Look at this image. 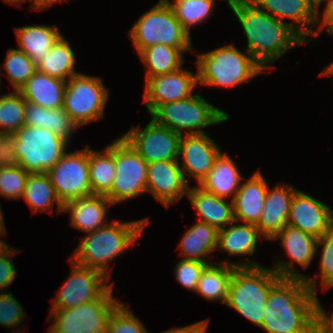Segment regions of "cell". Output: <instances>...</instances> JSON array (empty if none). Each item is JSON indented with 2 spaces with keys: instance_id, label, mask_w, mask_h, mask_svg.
<instances>
[{
  "instance_id": "cell-2",
  "label": "cell",
  "mask_w": 333,
  "mask_h": 333,
  "mask_svg": "<svg viewBox=\"0 0 333 333\" xmlns=\"http://www.w3.org/2000/svg\"><path fill=\"white\" fill-rule=\"evenodd\" d=\"M227 5L237 17L247 41L249 52L268 71L289 49L307 44L285 22H281L250 0H228Z\"/></svg>"
},
{
  "instance_id": "cell-8",
  "label": "cell",
  "mask_w": 333,
  "mask_h": 333,
  "mask_svg": "<svg viewBox=\"0 0 333 333\" xmlns=\"http://www.w3.org/2000/svg\"><path fill=\"white\" fill-rule=\"evenodd\" d=\"M113 284L98 298L70 309H50L53 320L47 333H104L113 310L121 303L113 296Z\"/></svg>"
},
{
  "instance_id": "cell-13",
  "label": "cell",
  "mask_w": 333,
  "mask_h": 333,
  "mask_svg": "<svg viewBox=\"0 0 333 333\" xmlns=\"http://www.w3.org/2000/svg\"><path fill=\"white\" fill-rule=\"evenodd\" d=\"M140 128V126H132L121 136L148 164L179 159L182 135L157 124L153 119L143 129Z\"/></svg>"
},
{
  "instance_id": "cell-35",
  "label": "cell",
  "mask_w": 333,
  "mask_h": 333,
  "mask_svg": "<svg viewBox=\"0 0 333 333\" xmlns=\"http://www.w3.org/2000/svg\"><path fill=\"white\" fill-rule=\"evenodd\" d=\"M76 56L69 41L62 35L50 48L49 54L37 65V71L68 81L79 74L75 71Z\"/></svg>"
},
{
  "instance_id": "cell-25",
  "label": "cell",
  "mask_w": 333,
  "mask_h": 333,
  "mask_svg": "<svg viewBox=\"0 0 333 333\" xmlns=\"http://www.w3.org/2000/svg\"><path fill=\"white\" fill-rule=\"evenodd\" d=\"M199 216L200 222L214 226L218 230L235 221L233 202L206 192L200 186H189L186 195Z\"/></svg>"
},
{
  "instance_id": "cell-40",
  "label": "cell",
  "mask_w": 333,
  "mask_h": 333,
  "mask_svg": "<svg viewBox=\"0 0 333 333\" xmlns=\"http://www.w3.org/2000/svg\"><path fill=\"white\" fill-rule=\"evenodd\" d=\"M28 175L19 165L0 168V195L9 200L22 198Z\"/></svg>"
},
{
  "instance_id": "cell-50",
  "label": "cell",
  "mask_w": 333,
  "mask_h": 333,
  "mask_svg": "<svg viewBox=\"0 0 333 333\" xmlns=\"http://www.w3.org/2000/svg\"><path fill=\"white\" fill-rule=\"evenodd\" d=\"M319 76L322 77H331L333 76V64L330 63L328 66H326L322 72L319 73Z\"/></svg>"
},
{
  "instance_id": "cell-20",
  "label": "cell",
  "mask_w": 333,
  "mask_h": 333,
  "mask_svg": "<svg viewBox=\"0 0 333 333\" xmlns=\"http://www.w3.org/2000/svg\"><path fill=\"white\" fill-rule=\"evenodd\" d=\"M189 186L177 160L148 164L146 192L165 207L180 202L187 195Z\"/></svg>"
},
{
  "instance_id": "cell-31",
  "label": "cell",
  "mask_w": 333,
  "mask_h": 333,
  "mask_svg": "<svg viewBox=\"0 0 333 333\" xmlns=\"http://www.w3.org/2000/svg\"><path fill=\"white\" fill-rule=\"evenodd\" d=\"M25 125L46 128L69 143L72 135L79 128L63 110V108L47 109L33 103H27L25 109Z\"/></svg>"
},
{
  "instance_id": "cell-32",
  "label": "cell",
  "mask_w": 333,
  "mask_h": 333,
  "mask_svg": "<svg viewBox=\"0 0 333 333\" xmlns=\"http://www.w3.org/2000/svg\"><path fill=\"white\" fill-rule=\"evenodd\" d=\"M88 162L92 194L106 196L116 175L114 141L104 151L92 150L88 145Z\"/></svg>"
},
{
  "instance_id": "cell-33",
  "label": "cell",
  "mask_w": 333,
  "mask_h": 333,
  "mask_svg": "<svg viewBox=\"0 0 333 333\" xmlns=\"http://www.w3.org/2000/svg\"><path fill=\"white\" fill-rule=\"evenodd\" d=\"M21 199L25 200L33 214L50 211L53 213L55 204L57 205L56 213L61 214L63 212V204L57 197L54 186L46 173L28 175Z\"/></svg>"
},
{
  "instance_id": "cell-44",
  "label": "cell",
  "mask_w": 333,
  "mask_h": 333,
  "mask_svg": "<svg viewBox=\"0 0 333 333\" xmlns=\"http://www.w3.org/2000/svg\"><path fill=\"white\" fill-rule=\"evenodd\" d=\"M18 252L19 249L16 250L9 244L0 250V292H5L4 289L10 287L17 276V269L12 257Z\"/></svg>"
},
{
  "instance_id": "cell-30",
  "label": "cell",
  "mask_w": 333,
  "mask_h": 333,
  "mask_svg": "<svg viewBox=\"0 0 333 333\" xmlns=\"http://www.w3.org/2000/svg\"><path fill=\"white\" fill-rule=\"evenodd\" d=\"M260 239L265 240L255 225L234 221L218 231L217 249L233 257L252 256Z\"/></svg>"
},
{
  "instance_id": "cell-27",
  "label": "cell",
  "mask_w": 333,
  "mask_h": 333,
  "mask_svg": "<svg viewBox=\"0 0 333 333\" xmlns=\"http://www.w3.org/2000/svg\"><path fill=\"white\" fill-rule=\"evenodd\" d=\"M66 84L63 79L36 71L19 92L27 103L47 109L63 108Z\"/></svg>"
},
{
  "instance_id": "cell-14",
  "label": "cell",
  "mask_w": 333,
  "mask_h": 333,
  "mask_svg": "<svg viewBox=\"0 0 333 333\" xmlns=\"http://www.w3.org/2000/svg\"><path fill=\"white\" fill-rule=\"evenodd\" d=\"M70 276L58 290L51 309H70L98 299L111 285L103 273L71 261Z\"/></svg>"
},
{
  "instance_id": "cell-3",
  "label": "cell",
  "mask_w": 333,
  "mask_h": 333,
  "mask_svg": "<svg viewBox=\"0 0 333 333\" xmlns=\"http://www.w3.org/2000/svg\"><path fill=\"white\" fill-rule=\"evenodd\" d=\"M149 222L147 217L128 222L114 220L83 236L69 259L83 267L95 269L110 279L112 269H109L108 265L136 244L137 238L141 237Z\"/></svg>"
},
{
  "instance_id": "cell-38",
  "label": "cell",
  "mask_w": 333,
  "mask_h": 333,
  "mask_svg": "<svg viewBox=\"0 0 333 333\" xmlns=\"http://www.w3.org/2000/svg\"><path fill=\"white\" fill-rule=\"evenodd\" d=\"M27 102L19 91L0 95V133H12L25 125Z\"/></svg>"
},
{
  "instance_id": "cell-11",
  "label": "cell",
  "mask_w": 333,
  "mask_h": 333,
  "mask_svg": "<svg viewBox=\"0 0 333 333\" xmlns=\"http://www.w3.org/2000/svg\"><path fill=\"white\" fill-rule=\"evenodd\" d=\"M116 175L106 197L113 205L146 193L148 163L122 137L114 140Z\"/></svg>"
},
{
  "instance_id": "cell-45",
  "label": "cell",
  "mask_w": 333,
  "mask_h": 333,
  "mask_svg": "<svg viewBox=\"0 0 333 333\" xmlns=\"http://www.w3.org/2000/svg\"><path fill=\"white\" fill-rule=\"evenodd\" d=\"M19 165L15 152V136L12 133H0V168Z\"/></svg>"
},
{
  "instance_id": "cell-12",
  "label": "cell",
  "mask_w": 333,
  "mask_h": 333,
  "mask_svg": "<svg viewBox=\"0 0 333 333\" xmlns=\"http://www.w3.org/2000/svg\"><path fill=\"white\" fill-rule=\"evenodd\" d=\"M88 172L86 145L84 149L76 152L67 151L46 174L54 186L57 197L64 205L73 199L92 195Z\"/></svg>"
},
{
  "instance_id": "cell-15",
  "label": "cell",
  "mask_w": 333,
  "mask_h": 333,
  "mask_svg": "<svg viewBox=\"0 0 333 333\" xmlns=\"http://www.w3.org/2000/svg\"><path fill=\"white\" fill-rule=\"evenodd\" d=\"M279 239L291 261L285 262V260L279 259L271 268L281 278L305 280L307 275L297 272L294 262L303 269L310 266L316 255L317 238L287 224L270 241H278Z\"/></svg>"
},
{
  "instance_id": "cell-52",
  "label": "cell",
  "mask_w": 333,
  "mask_h": 333,
  "mask_svg": "<svg viewBox=\"0 0 333 333\" xmlns=\"http://www.w3.org/2000/svg\"><path fill=\"white\" fill-rule=\"evenodd\" d=\"M6 229H0V237L5 236L6 235ZM7 245V242L3 241L0 238V250H2L5 246Z\"/></svg>"
},
{
  "instance_id": "cell-55",
  "label": "cell",
  "mask_w": 333,
  "mask_h": 333,
  "mask_svg": "<svg viewBox=\"0 0 333 333\" xmlns=\"http://www.w3.org/2000/svg\"><path fill=\"white\" fill-rule=\"evenodd\" d=\"M0 67H2V66H0ZM0 77H1V68H0ZM0 86H1V78H0Z\"/></svg>"
},
{
  "instance_id": "cell-36",
  "label": "cell",
  "mask_w": 333,
  "mask_h": 333,
  "mask_svg": "<svg viewBox=\"0 0 333 333\" xmlns=\"http://www.w3.org/2000/svg\"><path fill=\"white\" fill-rule=\"evenodd\" d=\"M319 247H322L321 251ZM317 252H321L319 253L321 255L319 261L320 277L316 274L313 277L307 276L304 280L315 295H317V283H320L324 292L333 287V229L317 238L316 255ZM318 279L320 282H318Z\"/></svg>"
},
{
  "instance_id": "cell-41",
  "label": "cell",
  "mask_w": 333,
  "mask_h": 333,
  "mask_svg": "<svg viewBox=\"0 0 333 333\" xmlns=\"http://www.w3.org/2000/svg\"><path fill=\"white\" fill-rule=\"evenodd\" d=\"M107 333H149L137 316L120 303L112 312L107 325Z\"/></svg>"
},
{
  "instance_id": "cell-53",
  "label": "cell",
  "mask_w": 333,
  "mask_h": 333,
  "mask_svg": "<svg viewBox=\"0 0 333 333\" xmlns=\"http://www.w3.org/2000/svg\"><path fill=\"white\" fill-rule=\"evenodd\" d=\"M0 229H7L5 227L4 214L2 213L1 203H0Z\"/></svg>"
},
{
  "instance_id": "cell-4",
  "label": "cell",
  "mask_w": 333,
  "mask_h": 333,
  "mask_svg": "<svg viewBox=\"0 0 333 333\" xmlns=\"http://www.w3.org/2000/svg\"><path fill=\"white\" fill-rule=\"evenodd\" d=\"M244 51L246 54L232 43L197 54L195 63L198 84L233 88L266 74L263 66L249 52Z\"/></svg>"
},
{
  "instance_id": "cell-26",
  "label": "cell",
  "mask_w": 333,
  "mask_h": 333,
  "mask_svg": "<svg viewBox=\"0 0 333 333\" xmlns=\"http://www.w3.org/2000/svg\"><path fill=\"white\" fill-rule=\"evenodd\" d=\"M235 163L226 152L221 153L198 186L218 197L231 198L232 201L244 179Z\"/></svg>"
},
{
  "instance_id": "cell-19",
  "label": "cell",
  "mask_w": 333,
  "mask_h": 333,
  "mask_svg": "<svg viewBox=\"0 0 333 333\" xmlns=\"http://www.w3.org/2000/svg\"><path fill=\"white\" fill-rule=\"evenodd\" d=\"M288 225L315 238L333 229V209L301 190H296L291 201Z\"/></svg>"
},
{
  "instance_id": "cell-18",
  "label": "cell",
  "mask_w": 333,
  "mask_h": 333,
  "mask_svg": "<svg viewBox=\"0 0 333 333\" xmlns=\"http://www.w3.org/2000/svg\"><path fill=\"white\" fill-rule=\"evenodd\" d=\"M260 10L287 23L306 43L313 42L317 23V0H250ZM290 19L289 23L284 21ZM295 22V24H294ZM314 28V29H313ZM311 37V38H310ZM309 38V39H307Z\"/></svg>"
},
{
  "instance_id": "cell-1",
  "label": "cell",
  "mask_w": 333,
  "mask_h": 333,
  "mask_svg": "<svg viewBox=\"0 0 333 333\" xmlns=\"http://www.w3.org/2000/svg\"><path fill=\"white\" fill-rule=\"evenodd\" d=\"M319 301L304 280L280 278L270 289L261 328L266 333H318Z\"/></svg>"
},
{
  "instance_id": "cell-22",
  "label": "cell",
  "mask_w": 333,
  "mask_h": 333,
  "mask_svg": "<svg viewBox=\"0 0 333 333\" xmlns=\"http://www.w3.org/2000/svg\"><path fill=\"white\" fill-rule=\"evenodd\" d=\"M112 206V202L106 196L92 194L66 202L63 212L69 213L72 227L87 234L108 224L107 211Z\"/></svg>"
},
{
  "instance_id": "cell-34",
  "label": "cell",
  "mask_w": 333,
  "mask_h": 333,
  "mask_svg": "<svg viewBox=\"0 0 333 333\" xmlns=\"http://www.w3.org/2000/svg\"><path fill=\"white\" fill-rule=\"evenodd\" d=\"M147 80L149 77L175 72L184 64V53L175 47L157 44L143 49L139 54Z\"/></svg>"
},
{
  "instance_id": "cell-9",
  "label": "cell",
  "mask_w": 333,
  "mask_h": 333,
  "mask_svg": "<svg viewBox=\"0 0 333 333\" xmlns=\"http://www.w3.org/2000/svg\"><path fill=\"white\" fill-rule=\"evenodd\" d=\"M14 136L19 166L29 174L49 171L69 147L67 140L46 128L24 125Z\"/></svg>"
},
{
  "instance_id": "cell-5",
  "label": "cell",
  "mask_w": 333,
  "mask_h": 333,
  "mask_svg": "<svg viewBox=\"0 0 333 333\" xmlns=\"http://www.w3.org/2000/svg\"><path fill=\"white\" fill-rule=\"evenodd\" d=\"M280 278L264 265L234 267L225 305L261 328L270 289Z\"/></svg>"
},
{
  "instance_id": "cell-6",
  "label": "cell",
  "mask_w": 333,
  "mask_h": 333,
  "mask_svg": "<svg viewBox=\"0 0 333 333\" xmlns=\"http://www.w3.org/2000/svg\"><path fill=\"white\" fill-rule=\"evenodd\" d=\"M129 38L138 54L157 44L179 48L183 53L193 48L191 35L177 20L167 0H159L143 13L130 28Z\"/></svg>"
},
{
  "instance_id": "cell-28",
  "label": "cell",
  "mask_w": 333,
  "mask_h": 333,
  "mask_svg": "<svg viewBox=\"0 0 333 333\" xmlns=\"http://www.w3.org/2000/svg\"><path fill=\"white\" fill-rule=\"evenodd\" d=\"M19 50L28 55L37 66L48 54L50 48L60 39L62 33L57 25H27L16 27Z\"/></svg>"
},
{
  "instance_id": "cell-43",
  "label": "cell",
  "mask_w": 333,
  "mask_h": 333,
  "mask_svg": "<svg viewBox=\"0 0 333 333\" xmlns=\"http://www.w3.org/2000/svg\"><path fill=\"white\" fill-rule=\"evenodd\" d=\"M25 312L13 294L0 292V325L5 328H14L23 323Z\"/></svg>"
},
{
  "instance_id": "cell-29",
  "label": "cell",
  "mask_w": 333,
  "mask_h": 333,
  "mask_svg": "<svg viewBox=\"0 0 333 333\" xmlns=\"http://www.w3.org/2000/svg\"><path fill=\"white\" fill-rule=\"evenodd\" d=\"M218 229L205 222L197 221L182 236L179 246L182 260L210 262L206 258L217 250Z\"/></svg>"
},
{
  "instance_id": "cell-16",
  "label": "cell",
  "mask_w": 333,
  "mask_h": 333,
  "mask_svg": "<svg viewBox=\"0 0 333 333\" xmlns=\"http://www.w3.org/2000/svg\"><path fill=\"white\" fill-rule=\"evenodd\" d=\"M198 87V74L180 68L179 70L145 80L144 105L151 114L159 105L189 98Z\"/></svg>"
},
{
  "instance_id": "cell-21",
  "label": "cell",
  "mask_w": 333,
  "mask_h": 333,
  "mask_svg": "<svg viewBox=\"0 0 333 333\" xmlns=\"http://www.w3.org/2000/svg\"><path fill=\"white\" fill-rule=\"evenodd\" d=\"M297 189L290 184L277 183L267 189L264 207L255 225L259 233L270 241L287 224L291 201Z\"/></svg>"
},
{
  "instance_id": "cell-17",
  "label": "cell",
  "mask_w": 333,
  "mask_h": 333,
  "mask_svg": "<svg viewBox=\"0 0 333 333\" xmlns=\"http://www.w3.org/2000/svg\"><path fill=\"white\" fill-rule=\"evenodd\" d=\"M221 153V148L207 133L182 135L178 154L181 160L177 161L186 182L190 184L189 177L199 185Z\"/></svg>"
},
{
  "instance_id": "cell-39",
  "label": "cell",
  "mask_w": 333,
  "mask_h": 333,
  "mask_svg": "<svg viewBox=\"0 0 333 333\" xmlns=\"http://www.w3.org/2000/svg\"><path fill=\"white\" fill-rule=\"evenodd\" d=\"M2 66L14 91H20L29 78L37 71V66L31 58L16 48H9Z\"/></svg>"
},
{
  "instance_id": "cell-7",
  "label": "cell",
  "mask_w": 333,
  "mask_h": 333,
  "mask_svg": "<svg viewBox=\"0 0 333 333\" xmlns=\"http://www.w3.org/2000/svg\"><path fill=\"white\" fill-rule=\"evenodd\" d=\"M159 125L180 135L205 134L204 128L224 123L227 112L206 101L200 94L159 105L151 114Z\"/></svg>"
},
{
  "instance_id": "cell-23",
  "label": "cell",
  "mask_w": 333,
  "mask_h": 333,
  "mask_svg": "<svg viewBox=\"0 0 333 333\" xmlns=\"http://www.w3.org/2000/svg\"><path fill=\"white\" fill-rule=\"evenodd\" d=\"M268 185L260 170L246 181H241L240 188L232 200L236 222L257 224L264 207Z\"/></svg>"
},
{
  "instance_id": "cell-48",
  "label": "cell",
  "mask_w": 333,
  "mask_h": 333,
  "mask_svg": "<svg viewBox=\"0 0 333 333\" xmlns=\"http://www.w3.org/2000/svg\"><path fill=\"white\" fill-rule=\"evenodd\" d=\"M209 320H201L183 327H175L162 333H206Z\"/></svg>"
},
{
  "instance_id": "cell-49",
  "label": "cell",
  "mask_w": 333,
  "mask_h": 333,
  "mask_svg": "<svg viewBox=\"0 0 333 333\" xmlns=\"http://www.w3.org/2000/svg\"><path fill=\"white\" fill-rule=\"evenodd\" d=\"M69 0H34V3L31 7L34 11H43L47 7H51L53 4L59 3V2H65Z\"/></svg>"
},
{
  "instance_id": "cell-46",
  "label": "cell",
  "mask_w": 333,
  "mask_h": 333,
  "mask_svg": "<svg viewBox=\"0 0 333 333\" xmlns=\"http://www.w3.org/2000/svg\"><path fill=\"white\" fill-rule=\"evenodd\" d=\"M325 1L327 3H325V8H323V15L320 16V12L317 11V18L322 17L323 19H321V23H319L320 19H317L315 32L316 37L320 35L322 31L329 33L333 29V0H317V8H319V6Z\"/></svg>"
},
{
  "instance_id": "cell-54",
  "label": "cell",
  "mask_w": 333,
  "mask_h": 333,
  "mask_svg": "<svg viewBox=\"0 0 333 333\" xmlns=\"http://www.w3.org/2000/svg\"><path fill=\"white\" fill-rule=\"evenodd\" d=\"M328 34L333 37V29Z\"/></svg>"
},
{
  "instance_id": "cell-10",
  "label": "cell",
  "mask_w": 333,
  "mask_h": 333,
  "mask_svg": "<svg viewBox=\"0 0 333 333\" xmlns=\"http://www.w3.org/2000/svg\"><path fill=\"white\" fill-rule=\"evenodd\" d=\"M108 100L109 90L100 77L79 72L67 81L63 110L78 127H82L103 118Z\"/></svg>"
},
{
  "instance_id": "cell-47",
  "label": "cell",
  "mask_w": 333,
  "mask_h": 333,
  "mask_svg": "<svg viewBox=\"0 0 333 333\" xmlns=\"http://www.w3.org/2000/svg\"><path fill=\"white\" fill-rule=\"evenodd\" d=\"M318 333H333V312L327 315L321 302L318 303Z\"/></svg>"
},
{
  "instance_id": "cell-51",
  "label": "cell",
  "mask_w": 333,
  "mask_h": 333,
  "mask_svg": "<svg viewBox=\"0 0 333 333\" xmlns=\"http://www.w3.org/2000/svg\"><path fill=\"white\" fill-rule=\"evenodd\" d=\"M3 1L11 5H16L17 7H22L21 4L24 3L25 1L32 2V5L34 3V0H3Z\"/></svg>"
},
{
  "instance_id": "cell-42",
  "label": "cell",
  "mask_w": 333,
  "mask_h": 333,
  "mask_svg": "<svg viewBox=\"0 0 333 333\" xmlns=\"http://www.w3.org/2000/svg\"><path fill=\"white\" fill-rule=\"evenodd\" d=\"M212 263L180 259L175 264V278L185 289L195 292L203 270Z\"/></svg>"
},
{
  "instance_id": "cell-37",
  "label": "cell",
  "mask_w": 333,
  "mask_h": 333,
  "mask_svg": "<svg viewBox=\"0 0 333 333\" xmlns=\"http://www.w3.org/2000/svg\"><path fill=\"white\" fill-rule=\"evenodd\" d=\"M177 20L189 33L193 26L201 25L214 12L215 0H167Z\"/></svg>"
},
{
  "instance_id": "cell-24",
  "label": "cell",
  "mask_w": 333,
  "mask_h": 333,
  "mask_svg": "<svg viewBox=\"0 0 333 333\" xmlns=\"http://www.w3.org/2000/svg\"><path fill=\"white\" fill-rule=\"evenodd\" d=\"M236 262L225 259L223 262L209 264L203 270L195 292L208 301H220L225 304L234 267H255L261 265L250 258H244Z\"/></svg>"
}]
</instances>
